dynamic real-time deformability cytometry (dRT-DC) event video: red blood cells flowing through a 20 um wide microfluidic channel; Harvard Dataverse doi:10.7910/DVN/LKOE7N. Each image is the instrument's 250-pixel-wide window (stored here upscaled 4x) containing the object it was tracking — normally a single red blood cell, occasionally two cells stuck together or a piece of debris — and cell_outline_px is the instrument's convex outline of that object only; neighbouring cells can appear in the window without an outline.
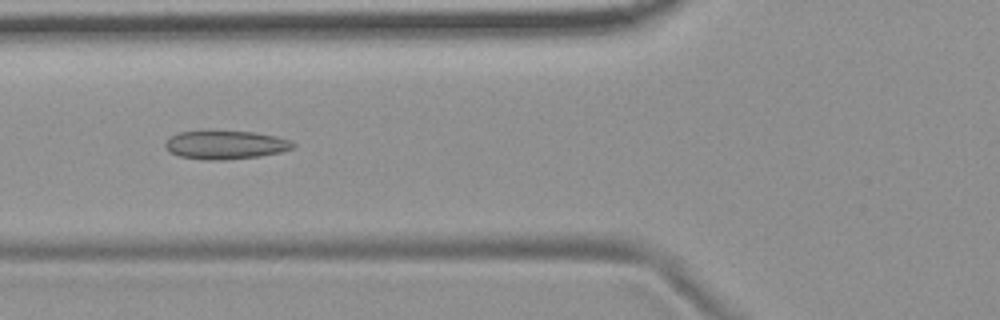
{"species": "common noctule bat (a hibernating species)", "species_latin": "Nyctalus noctula", "temperature_condition": "room temperature", "stored_images_in_passage": 54, "camera_frame_rate_fps": 3000, "um_per_image_px": 0.085, "animal": {"sex": "female", "body_mass_g": 19.9}, "frame": {"image": 1, "passage_image": 20, "time_ms": 6.333, "image_size_px": [1000, 320], "cell_outline_px": [[296, 144], [292, 148], [280, 152], [260, 156], [224, 160], [208, 160], [180, 156], [168, 152], [164, 148], [164, 144], [172, 136], [180, 132], [208, 128], [252, 132], [276, 136], [292, 140]], "centroid_in_image_um": [19.14, 12.27], "position_along_channel_um": 106.7, "area_um2": 21.96}}
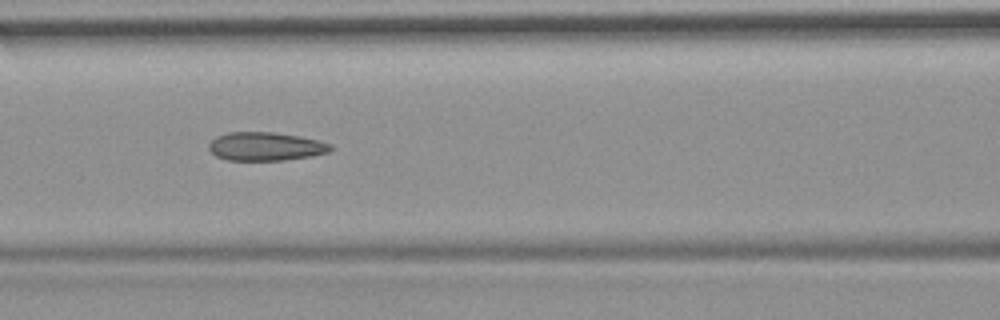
{"frame": {"image": 2, "passage_image": 23, "time_ms": 7.333, "image_size_px": [1000, 320], "cell_outline_px": [[332, 148], [328, 152], [308, 156], [284, 160], [228, 160], [216, 156], [208, 148], [208, 144], [216, 136], [228, 132], [272, 132], [300, 136], [332, 144]], "centroid_in_image_um": [22.54, 12.44], "position_along_channel_um": 144.1, "area_um2": 20.06}}
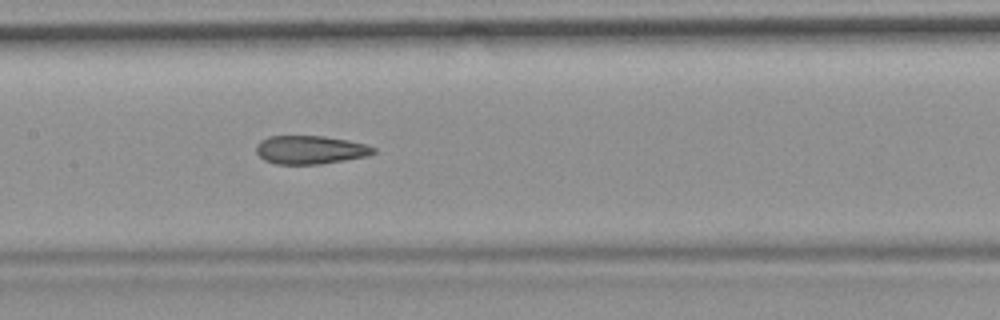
{"frame": {"image": 3, "passage_image": 26, "time_ms": 8.333, "image_size_px": [1000, 320], "cell_outline_px": [[376, 152], [368, 156], [320, 164], [276, 164], [264, 160], [256, 152], [256, 144], [260, 140], [268, 136], [324, 136], [348, 140], [364, 144], [376, 148]], "centroid_in_image_um": [26.36, 12.73], "position_along_channel_um": 181.0, "area_um2": 19.48}, "authors_computed_cell_mechanics": {"area_um2": 20.8658, "velocity_mm_per_s": 3.7116, "shape_relaxation_time_tau1_ms": null, "shape_relaxation_time_tau2_ms": 2.2502, "deformation_change_tau1": null, "deformation_change_tau2": 0.0904}}